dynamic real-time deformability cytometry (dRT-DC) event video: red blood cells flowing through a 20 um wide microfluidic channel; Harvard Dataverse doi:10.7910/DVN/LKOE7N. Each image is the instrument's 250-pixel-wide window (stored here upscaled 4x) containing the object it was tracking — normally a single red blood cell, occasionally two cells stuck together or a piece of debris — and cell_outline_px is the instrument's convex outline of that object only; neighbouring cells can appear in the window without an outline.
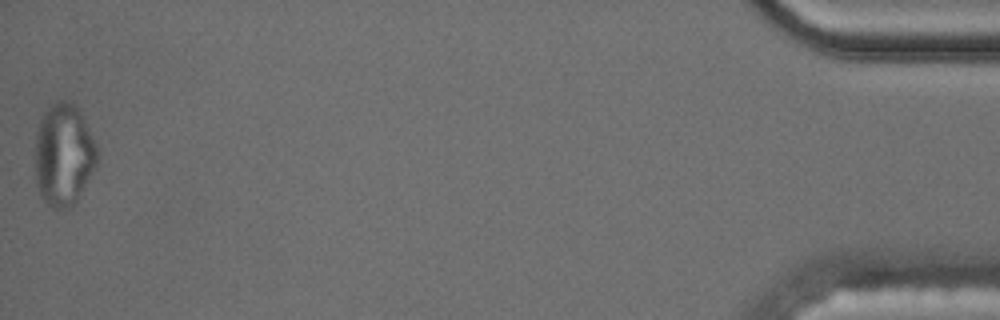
{"species": "common noctule bat (a hibernating species)", "species_latin": "Nyctalus noctula", "temperature_condition": "cold", "stored_images_in_passage": 56, "camera_frame_rate_fps": 3000, "um_per_image_px": 0.085, "animal": {"sex": "male", "body_mass_g": 17.5, "forearm_length_mm": 52.3}, "frame": {"image": 1, "passage_image": 56, "time_ms": 18.333, "image_size_px": [1000, 320], "cell_outline_px": [[96, 164], [76, 200], [68, 208], [52, 208], [40, 196], [36, 184], [36, 132], [40, 120], [44, 112], [52, 104], [60, 100], [68, 100], [76, 104], [84, 120], [96, 148]], "centroid_in_image_um": [5.37, 13.13], "position_along_channel_um": 429.8, "area_um2": 36.24}, "authors_computed_cell_mechanics": {"area_um2": 20.23, "velocity_mm_per_s": 3.5302, "shape_relaxation_time_tau1_ms": null, "shape_relaxation_time_tau2_ms": 5.4569, "deformation_change_tau1": null, "deformation_change_tau2": 0.1149}}